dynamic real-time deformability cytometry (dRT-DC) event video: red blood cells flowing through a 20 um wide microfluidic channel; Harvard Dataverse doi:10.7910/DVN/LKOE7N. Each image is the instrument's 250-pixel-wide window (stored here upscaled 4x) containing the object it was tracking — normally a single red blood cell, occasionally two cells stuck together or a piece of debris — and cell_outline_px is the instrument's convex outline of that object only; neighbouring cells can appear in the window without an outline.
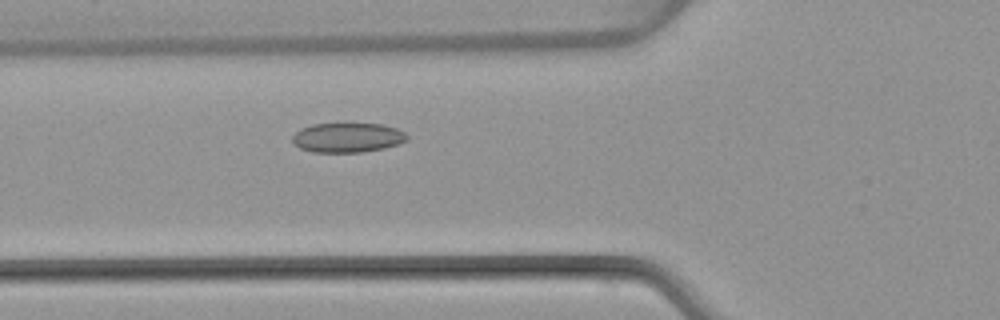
{"species": "common noctule bat (a hibernating species)", "species_latin": "Nyctalus noctula", "temperature_condition": "warm", "stored_images_in_passage": 48, "camera_frame_rate_fps": 3000, "um_per_image_px": 0.085, "animal": {"sex": "female", "body_mass_g": 22.7, "forearm_length_mm": 54.2}, "frame": {"image": 1, "passage_image": 16, "time_ms": 5.0, "image_size_px": [1000, 320], "cell_outline_px": [[408, 140], [384, 148], [360, 152], [312, 152], [300, 148], [292, 140], [292, 136], [300, 128], [312, 124], [384, 124], [396, 128], [404, 132], [408, 136]], "centroid_in_image_um": [29.53, 11.69], "position_along_channel_um": 96.3, "area_um2": 19.65}}
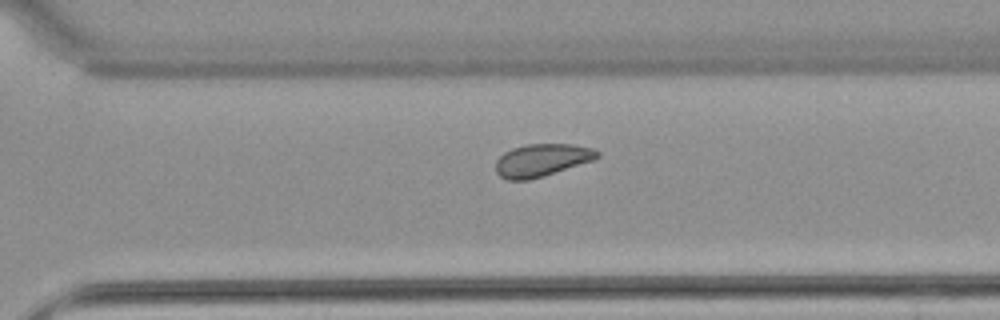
{"frame": {"image": 2, "passage_image": 33, "time_ms": 10.667, "image_size_px": [1000, 320], "cell_outline_px": [[600, 156], [592, 160], [544, 176], [528, 180], [508, 180], [500, 176], [496, 172], [496, 160], [504, 152], [512, 148], [528, 144], [572, 144], [592, 148], [600, 152]], "centroid_in_image_um": [46.03, 13.61], "position_along_channel_um": 324.6, "area_um2": 19.19}}
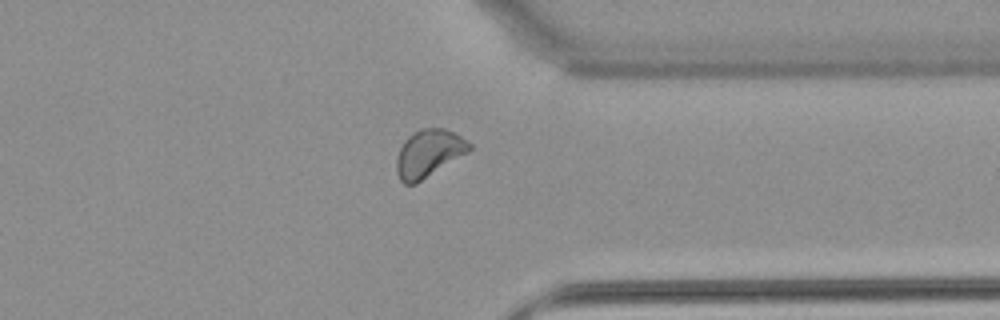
{"frame": {"image": 3, "passage_image": 37, "time_ms": 12.0, "image_size_px": [1000, 320], "cell_outline_px": [[472, 148], [468, 152], [416, 184], [404, 184], [400, 180], [396, 172], [396, 160], [400, 148], [404, 140], [408, 136], [420, 128], [444, 128], [460, 136], [472, 144]], "centroid_in_image_um": [36.42, 13.04], "position_along_channel_um": 375.0, "area_um2": 20.11}, "authors_computed_cell_mechanics": {"area_um2": 19.8543, "velocity_mm_per_s": 4.0341, "shape_relaxation_time_tau1_ms": null, "shape_relaxation_time_tau2_ms": 9.7087, "deformation_change_tau1": null, "deformation_change_tau2": 0.1448}}